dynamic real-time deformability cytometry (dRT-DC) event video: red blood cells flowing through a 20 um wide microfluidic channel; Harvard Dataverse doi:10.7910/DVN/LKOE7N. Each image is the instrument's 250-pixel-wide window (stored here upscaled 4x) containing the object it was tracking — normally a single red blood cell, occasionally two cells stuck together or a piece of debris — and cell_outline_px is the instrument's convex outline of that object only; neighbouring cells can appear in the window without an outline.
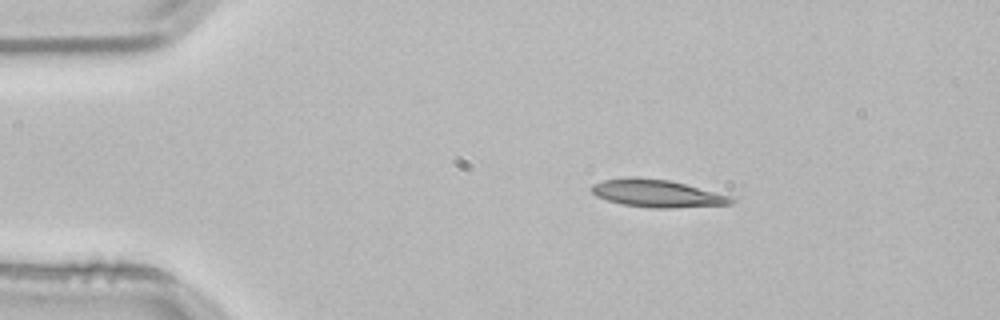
{"species": "common noctule bat (a hibernating species)", "species_latin": "Nyctalus noctula", "temperature_condition": "room temperature", "stored_images_in_passage": 2, "camera_frame_rate_fps": 3000, "um_per_image_px": 0.085, "animal": {"sex": "male", "body_mass_g": 21.5, "forearm_length_mm": 52.0}, "frame": {"image": 1, "passage_image": 1, "time_ms": 0.0, "image_size_px": [1000, 320], "cell_outline_px": [[736, 200], [732, 204], [672, 208], [656, 208], [624, 204], [608, 200], [596, 196], [588, 188], [592, 184], [604, 180], [632, 176], [636, 176], [668, 180], [684, 184], [728, 196]], "centroid_in_image_um": [55.79, 16.43], "position_along_channel_um": 29.2, "area_um2": 22.14}}